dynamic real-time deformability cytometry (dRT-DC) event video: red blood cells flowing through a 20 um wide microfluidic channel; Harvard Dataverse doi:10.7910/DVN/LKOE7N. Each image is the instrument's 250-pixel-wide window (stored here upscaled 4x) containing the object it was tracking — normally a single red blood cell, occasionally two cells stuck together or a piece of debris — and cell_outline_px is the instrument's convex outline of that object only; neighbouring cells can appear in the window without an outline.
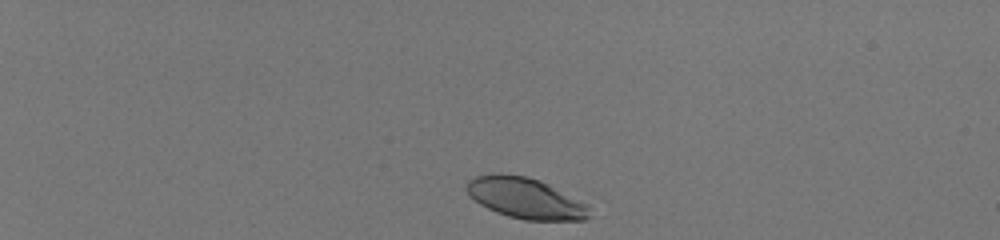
{"species": "human", "species_latin": "Homo sapiens", "temperature_condition": "room temperature", "stored_images_in_passage": 39, "camera_frame_rate_fps": 3000, "um_per_image_px": 0.085, "donor": {"sex": "male"}, "frame": {"image": 1, "passage_image": 2, "time_ms": 0.333, "image_size_px": [1000, 240], "cell_outline_px": [[588, 216], [584, 220], [524, 220], [508, 216], [496, 212], [480, 204], [464, 188], [468, 180], [476, 176], [492, 172], [500, 172], [528, 176], [540, 180], [588, 204]], "centroid_in_image_um": [44.62, 16.81], "position_along_channel_um": 40.4, "area_um2": 29.25}}
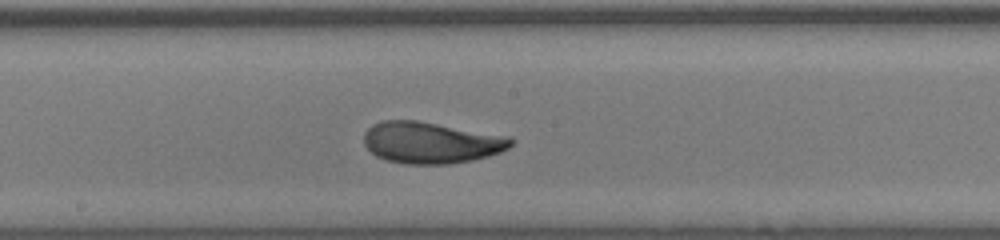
{"frame": {"image": 2, "passage_image": 23, "time_ms": 7.333, "image_size_px": [1000, 240], "cell_outline_px": [[516, 140], [508, 148], [500, 152], [488, 156], [472, 160], [448, 164], [404, 164], [384, 160], [376, 156], [364, 144], [364, 132], [372, 124], [380, 120], [416, 120], [512, 136]], "centroid_in_image_um": [36.65, 12.11], "position_along_channel_um": 211.6, "area_um2": 35.95}}
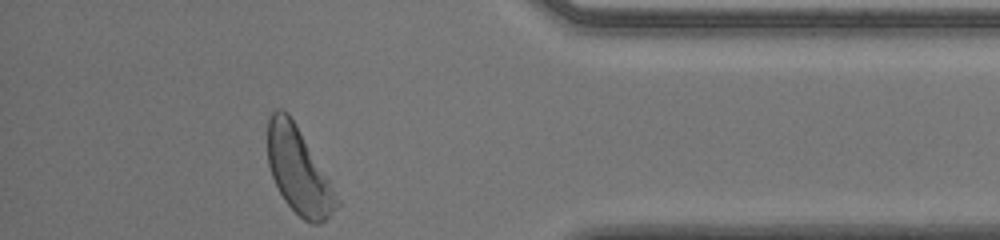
{"frame": {"image": 3, "passage_image": 39, "time_ms": 12.667, "image_size_px": [1000, 240], "cell_outline_px": [[340, 204], [320, 224], [312, 224], [304, 220], [284, 200], [272, 176], [268, 164], [268, 116], [276, 108], [280, 108], [288, 112], [340, 200]], "centroid_in_image_um": [25.35, 14.51], "position_along_channel_um": 409.9, "area_um2": 33.7}, "authors_computed_cell_mechanics": {"area_um2": 34.2176, "velocity_mm_per_s": 4.0191, "shape_relaxation_time_tau1_ms": 2.8987, "shape_relaxation_time_tau2_ms": null, "deformation_change_tau1": 0.1507, "deformation_change_tau2": null}}